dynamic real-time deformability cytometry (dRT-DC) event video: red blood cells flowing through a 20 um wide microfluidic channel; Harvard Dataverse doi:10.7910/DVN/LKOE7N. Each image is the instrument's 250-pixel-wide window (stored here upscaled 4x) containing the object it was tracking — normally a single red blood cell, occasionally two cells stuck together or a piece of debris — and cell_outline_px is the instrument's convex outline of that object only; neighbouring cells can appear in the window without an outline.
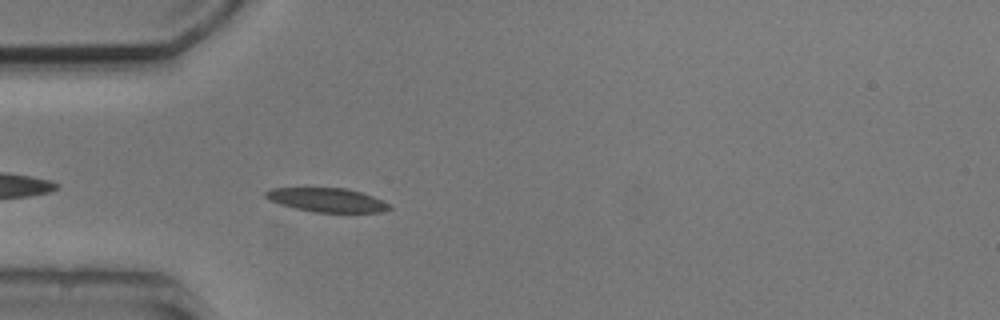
{"species": "common noctule bat (a hibernating species)", "species_latin": "Nyctalus noctula", "temperature_condition": "cold", "stored_images_in_passage": 5, "camera_frame_rate_fps": 3000, "um_per_image_px": 0.085, "animal": {"sex": "male", "body_mass_g": 20.5, "forearm_length_mm": 52.5}, "frame": {"image": 1, "passage_image": 5, "time_ms": 4.333, "image_size_px": [1000, 320], "cell_outline_px": [[392, 208], [380, 212], [312, 212], [280, 204], [268, 200], [264, 196], [264, 192], [272, 188], [348, 188], [372, 196], [388, 204]], "centroid_in_image_um": [27.75, 16.99], "position_along_channel_um": 57.3, "area_um2": 17.11}}